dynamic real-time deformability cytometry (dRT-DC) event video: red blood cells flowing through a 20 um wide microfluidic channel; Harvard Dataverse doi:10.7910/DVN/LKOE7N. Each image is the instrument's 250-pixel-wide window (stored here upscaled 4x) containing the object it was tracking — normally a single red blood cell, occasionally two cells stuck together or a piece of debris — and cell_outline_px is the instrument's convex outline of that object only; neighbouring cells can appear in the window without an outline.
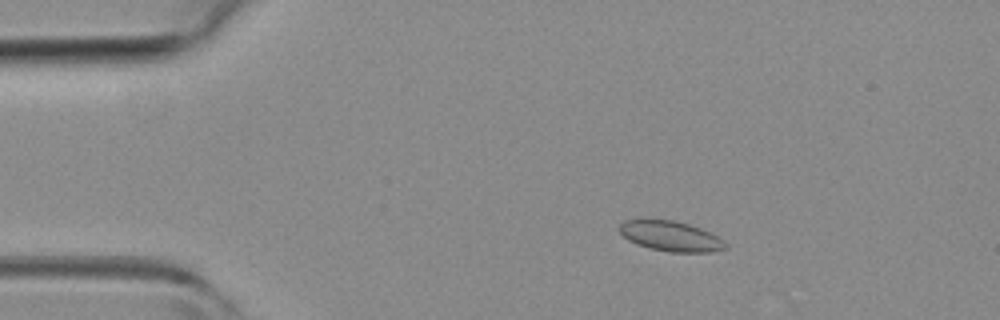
{"species": "common noctule bat (a hibernating species)", "species_latin": "Nyctalus noctula", "temperature_condition": "room temperature", "stored_images_in_passage": 42, "camera_frame_rate_fps": 3000, "um_per_image_px": 0.085, "animal": {"sex": "female", "body_mass_g": 19.3, "forearm_length_mm": 54.1}, "frame": {"image": 1, "passage_image": 5, "time_ms": 1.333, "image_size_px": [1000, 320], "cell_outline_px": [[728, 248], [712, 252], [672, 252], [648, 248], [636, 244], [628, 240], [620, 232], [620, 224], [624, 220], [644, 216], [672, 220], [688, 224], [700, 228], [724, 240], [728, 244]], "centroid_in_image_um": [56.96, 20.03], "position_along_channel_um": 28.0, "area_um2": 19.19}}
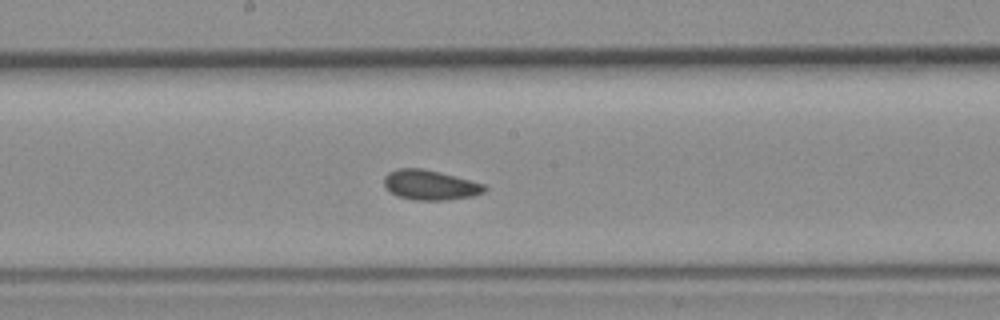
{"frame": {"image": 2, "passage_image": 21, "time_ms": 6.667, "image_size_px": [1000, 320], "cell_outline_px": [[488, 188], [484, 192], [472, 196], [448, 200], [416, 200], [396, 196], [384, 184], [384, 176], [388, 172], [396, 168], [424, 168], [440, 172], [484, 184]], "centroid_in_image_um": [36.55, 15.72], "position_along_channel_um": 211.6, "area_um2": 17.51}}
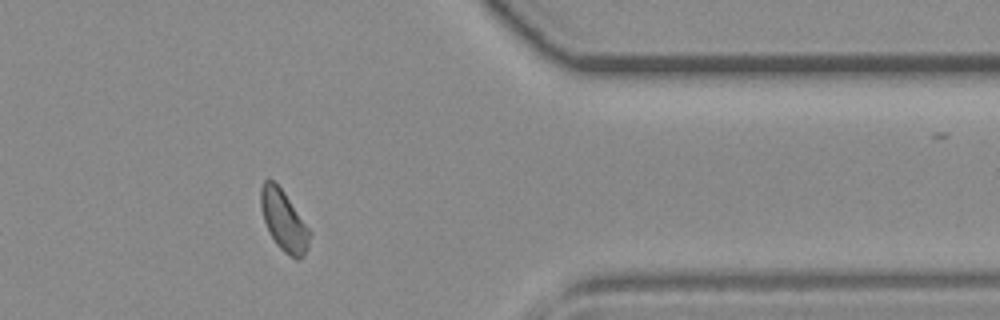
{"frame": {"image": 3, "passage_image": 34, "time_ms": 11.0, "image_size_px": [1000, 320], "cell_outline_px": [[312, 232], [308, 248], [300, 260], [296, 260], [288, 256], [276, 244], [264, 220], [260, 208], [260, 188], [264, 180], [272, 180], [284, 192]], "centroid_in_image_um": [24.14, 18.79], "position_along_channel_um": 387.3, "area_um2": 17.28}}